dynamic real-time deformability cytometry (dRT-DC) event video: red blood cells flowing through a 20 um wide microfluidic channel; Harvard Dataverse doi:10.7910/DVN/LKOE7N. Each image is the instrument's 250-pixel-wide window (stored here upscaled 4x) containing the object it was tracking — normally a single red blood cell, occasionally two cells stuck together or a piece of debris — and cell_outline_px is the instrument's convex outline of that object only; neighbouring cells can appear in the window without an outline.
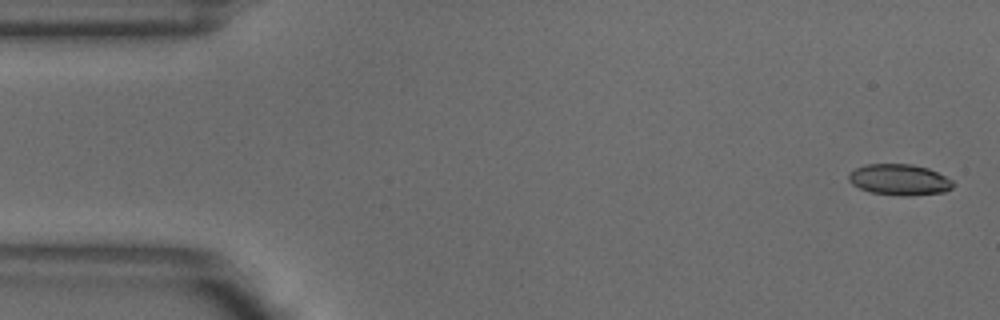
{"species": "common noctule bat (a hibernating species)", "species_latin": "Nyctalus noctula", "temperature_condition": "warm", "stored_images_in_passage": 6, "camera_frame_rate_fps": 3000, "um_per_image_px": 0.085, "animal": {"sex": "male", "body_mass_g": 18.8}, "frame": {"image": 1, "passage_image": 1, "time_ms": 0.0, "image_size_px": [1000, 320], "cell_outline_px": [[956, 184], [952, 188], [944, 192], [908, 196], [900, 196], [872, 192], [860, 188], [852, 184], [848, 180], [848, 172], [864, 164], [912, 164], [928, 168], [952, 180]], "centroid_in_image_um": [76.44, 15.27], "position_along_channel_um": 8.6, "area_um2": 18.96}}
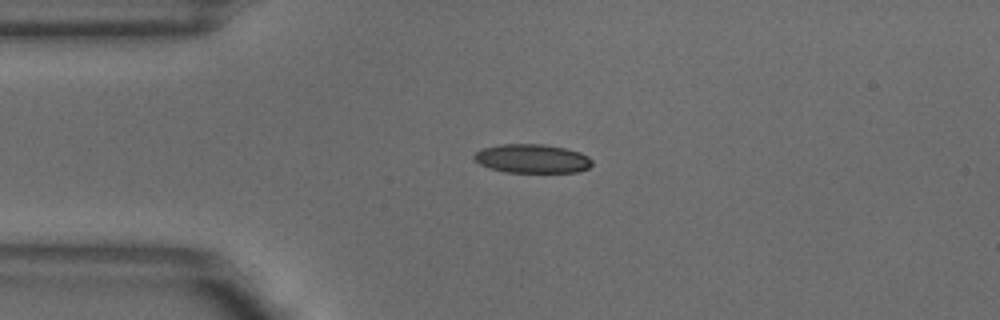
{"frame": {"image": 2, "passage_image": 4, "time_ms": 1.0, "image_size_px": [1000, 320], "cell_outline_px": [[592, 164], [588, 168], [576, 172], [504, 172], [488, 168], [480, 164], [472, 156], [480, 148], [500, 144], [540, 144], [564, 148], [580, 152], [588, 156], [592, 160]], "centroid_in_image_um": [45.2, 13.48], "position_along_channel_um": 39.8, "area_um2": 19.88}}
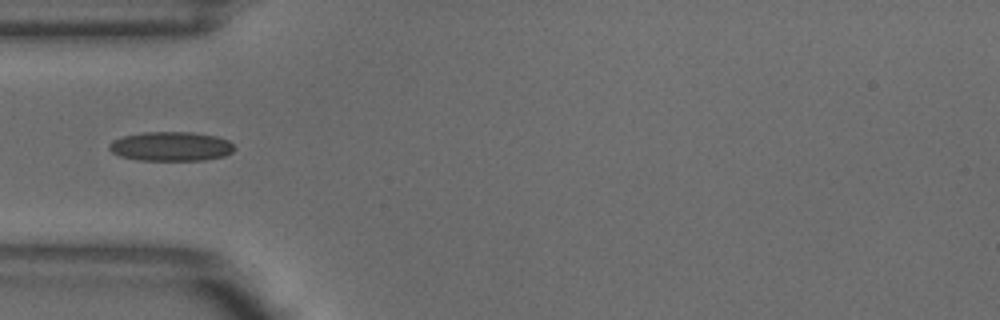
{"frame": {"image": 3, "passage_image": 5, "time_ms": 1.333, "image_size_px": [1000, 320], "cell_outline_px": [[236, 148], [232, 152], [224, 156], [204, 160], [136, 160], [120, 156], [112, 152], [108, 148], [108, 144], [112, 140], [124, 136], [144, 132], [192, 132], [216, 136], [228, 140]], "centroid_in_image_um": [14.52, 12.44], "position_along_channel_um": 70.5, "area_um2": 21.44}}